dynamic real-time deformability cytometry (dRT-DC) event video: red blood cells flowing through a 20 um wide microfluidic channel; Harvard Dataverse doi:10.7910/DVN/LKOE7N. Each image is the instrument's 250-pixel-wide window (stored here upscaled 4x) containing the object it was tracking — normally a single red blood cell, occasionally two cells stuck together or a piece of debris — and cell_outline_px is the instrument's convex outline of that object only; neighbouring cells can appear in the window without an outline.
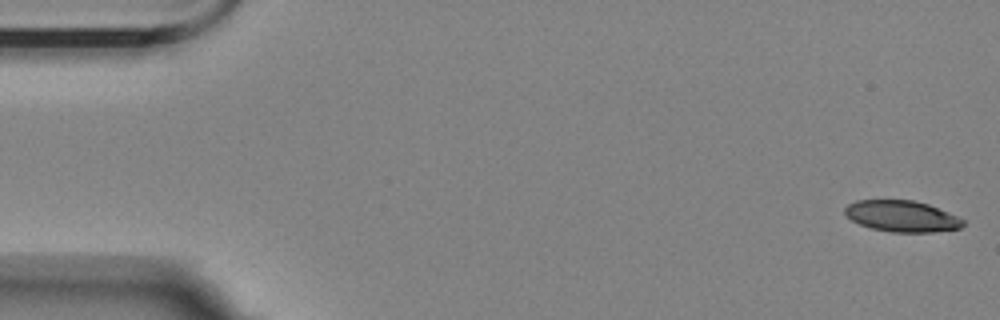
{"species": "Egyptian fruit bat (a non-hibernating species)", "species_latin": "Rousettus aegyptiacus", "temperature_condition": "room temperature", "stored_images_in_passage": 13, "camera_frame_rate_fps": 3000, "um_per_image_px": 0.085, "animal": {"sex": "female"}, "frame": {"image": 1, "passage_image": 1, "time_ms": 0.0, "image_size_px": [1000, 320], "cell_outline_px": [[964, 224], [960, 228], [932, 232], [892, 232], [872, 228], [860, 224], [852, 220], [844, 212], [844, 208], [848, 204], [856, 200], [912, 200], [928, 204], [956, 216], [964, 220]], "centroid_in_image_um": [76.64, 18.37], "position_along_channel_um": 8.4, "area_um2": 21.27}}
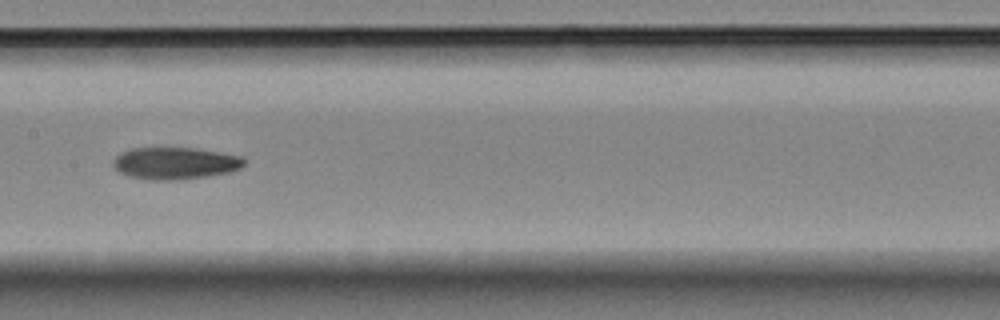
{"frame": {"image": 2, "passage_image": 6, "time_ms": 9.0, "image_size_px": [1000, 320], "cell_outline_px": [[244, 164], [240, 168], [228, 172], [180, 180], [148, 180], [128, 176], [120, 172], [112, 164], [116, 156], [120, 152], [132, 148], [196, 148], [240, 156], [244, 160]], "centroid_in_image_um": [14.84, 13.87], "position_along_channel_um": 192.6, "area_um2": 24.28}}
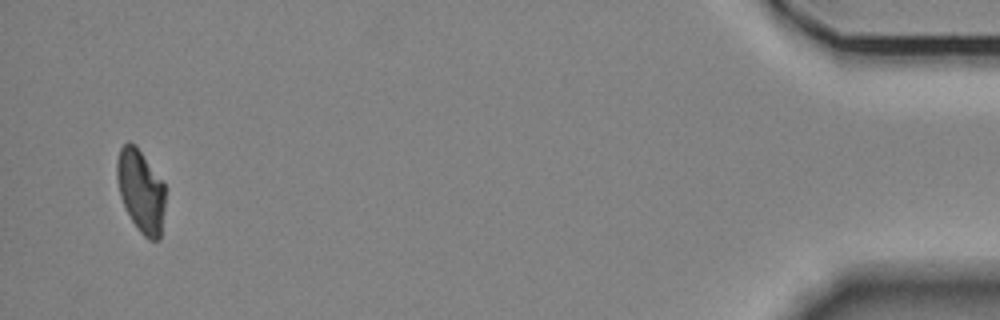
{"frame": {"image": 3, "passage_image": 13, "time_ms": 18.0, "image_size_px": [1000, 320], "cell_outline_px": [[164, 208], [160, 240], [148, 240], [140, 232], [132, 220], [120, 196], [116, 176], [116, 160], [120, 148], [128, 140], [136, 144], [164, 184]], "centroid_in_image_um": [11.95, 16.2], "position_along_channel_um": 423.2, "area_um2": 23.24}, "authors_computed_cell_mechanics": {"area_um2": 24.276, "velocity_mm_per_s": 3.4809, "shape_relaxation_time_tau1_ms": 5.5336, "shape_relaxation_time_tau2_ms": null, "deformation_change_tau1": 0.1543, "deformation_change_tau2": null}}